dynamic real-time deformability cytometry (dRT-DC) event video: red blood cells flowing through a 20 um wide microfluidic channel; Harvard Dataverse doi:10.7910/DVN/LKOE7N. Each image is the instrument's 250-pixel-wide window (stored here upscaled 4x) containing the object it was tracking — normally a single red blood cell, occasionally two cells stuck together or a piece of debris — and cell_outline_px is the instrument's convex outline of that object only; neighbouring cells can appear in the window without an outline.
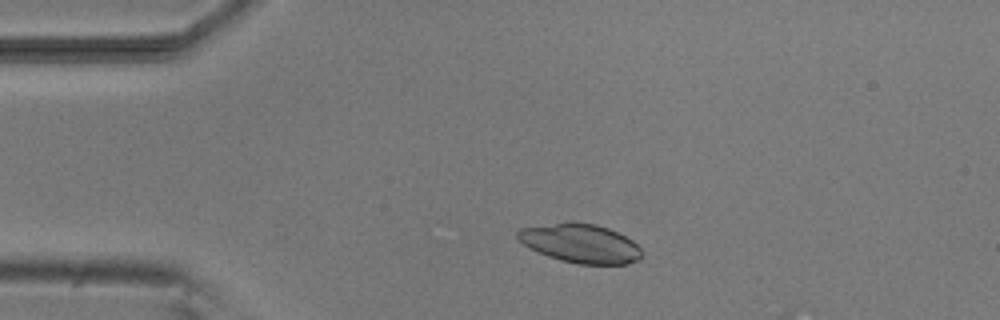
{"species": "common noctule bat (a hibernating species)", "species_latin": "Nyctalus noctula", "temperature_condition": "room temperature", "stored_images_in_passage": 2, "camera_frame_rate_fps": 3000, "um_per_image_px": 0.085, "animal": {"sex": "male", "body_mass_g": 20.5, "forearm_length_mm": 52.5}, "frame": {"image": 1, "passage_image": 1, "time_ms": 0.0, "image_size_px": [1000, 320], "cell_outline_px": [[644, 252], [640, 260], [624, 264], [576, 264], [560, 260], [548, 256], [524, 244], [516, 236], [516, 232], [520, 228], [568, 220], [572, 220], [596, 224], [608, 228], [632, 240]], "centroid_in_image_um": [49.35, 20.66], "position_along_channel_um": 35.7, "area_um2": 28.44}}